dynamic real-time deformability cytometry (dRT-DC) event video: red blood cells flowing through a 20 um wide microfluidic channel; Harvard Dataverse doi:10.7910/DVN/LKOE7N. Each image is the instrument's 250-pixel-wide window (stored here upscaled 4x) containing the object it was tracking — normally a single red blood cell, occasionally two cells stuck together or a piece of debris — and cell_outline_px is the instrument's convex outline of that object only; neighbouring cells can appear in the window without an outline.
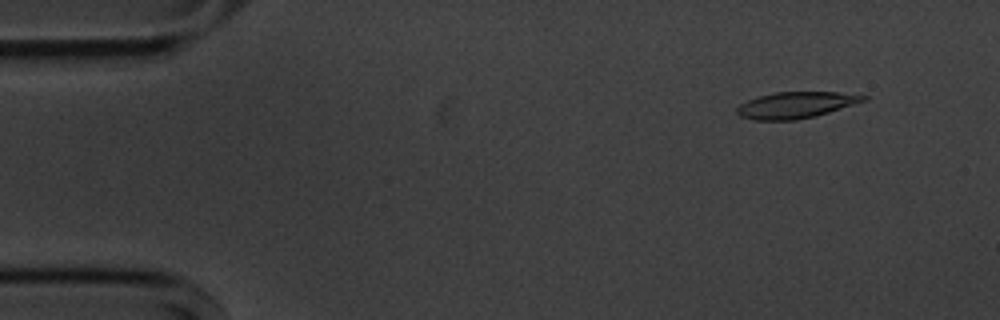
{"species": "common noctule bat (a hibernating species)", "species_latin": "Nyctalus noctula", "temperature_condition": "cold", "stored_images_in_passage": 55, "camera_frame_rate_fps": 3000, "um_per_image_px": 0.085, "animal": {"sex": "male", "body_mass_g": 20.1, "forearm_length_mm": 53.5}, "frame": {"image": 1, "passage_image": 5, "time_ms": 1.333, "image_size_px": [1000, 320], "cell_outline_px": [[868, 100], [816, 116], [796, 120], [752, 120], [740, 116], [736, 112], [736, 108], [740, 104], [748, 100], [760, 96], [776, 92], [836, 92], [868, 96]], "centroid_in_image_um": [67.65, 8.93], "position_along_channel_um": 17.4, "area_um2": 19.36}}
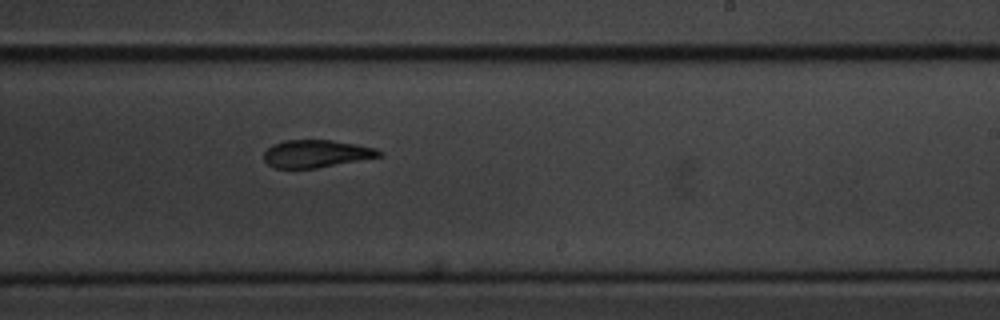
{"frame": {"image": 2, "passage_image": 33, "time_ms": 10.667, "image_size_px": [1000, 320], "cell_outline_px": [[384, 156], [316, 168], [276, 168], [268, 164], [264, 160], [264, 152], [272, 144], [284, 140], [332, 140], [356, 144], [376, 148], [384, 152]], "centroid_in_image_um": [26.91, 13.06], "position_along_channel_um": 262.1, "area_um2": 18.61}}
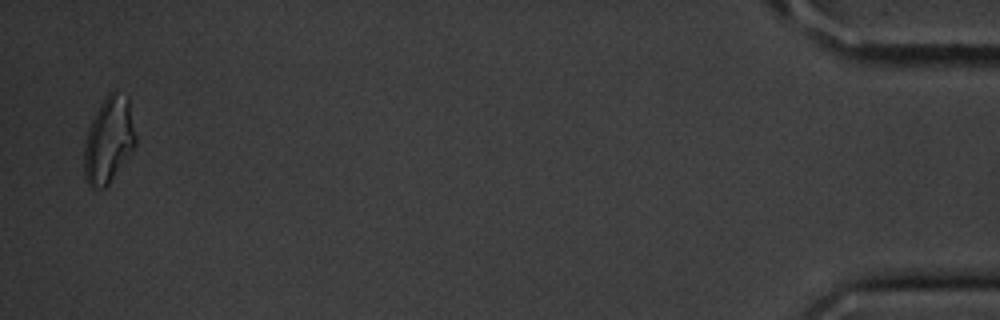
{"frame": {"image": 3, "passage_image": 54, "time_ms": 17.667, "image_size_px": [1000, 320], "cell_outline_px": [[136, 144], [108, 184], [104, 188], [92, 188], [84, 180], [84, 144], [92, 120], [104, 96], [112, 88], [116, 88], [128, 96], [136, 136]], "centroid_in_image_um": [9.24, 11.84], "position_along_channel_um": 426.0, "area_um2": 25.95}, "authors_computed_cell_mechanics": {"area_um2": 19.941, "velocity_mm_per_s": 3.5876, "shape_relaxation_time_tau1_ms": 5.3799, "shape_relaxation_time_tau2_ms": 3.3957, "deformation_change_tau1": 0.1812, "deformation_change_tau2": 0.1078}}